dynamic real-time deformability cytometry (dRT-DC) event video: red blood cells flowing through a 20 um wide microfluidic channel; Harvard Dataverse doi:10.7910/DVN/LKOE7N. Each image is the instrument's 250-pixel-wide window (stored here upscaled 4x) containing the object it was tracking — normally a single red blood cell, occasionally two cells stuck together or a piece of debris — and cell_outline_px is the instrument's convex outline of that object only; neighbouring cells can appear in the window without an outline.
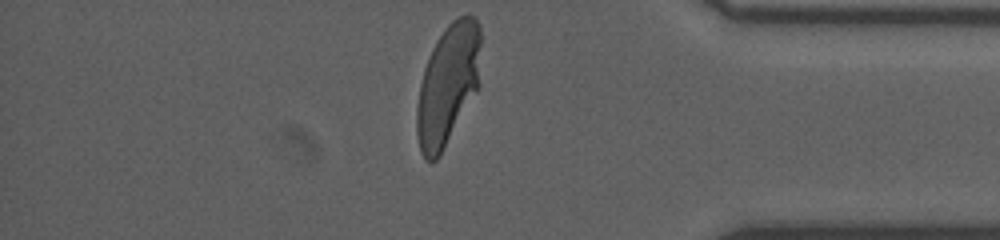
{"species": "human", "species_latin": "Homo sapiens", "temperature_condition": "room temperature", "stored_images_in_passage": 35, "camera_frame_rate_fps": 3000, "um_per_image_px": 0.085, "donor": {"sex": "male"}, "frame": {"image": 1, "passage_image": 35, "time_ms": 11.333, "image_size_px": [1000, 240], "cell_outline_px": [[480, 84], [440, 156], [436, 160], [424, 160], [420, 152], [416, 132], [416, 108], [420, 84], [424, 68], [432, 48], [436, 40], [444, 28], [452, 20], [460, 16], [472, 16], [480, 24]], "centroid_in_image_um": [38.06, 7.2], "position_along_channel_um": 397.1, "area_um2": 45.2}}